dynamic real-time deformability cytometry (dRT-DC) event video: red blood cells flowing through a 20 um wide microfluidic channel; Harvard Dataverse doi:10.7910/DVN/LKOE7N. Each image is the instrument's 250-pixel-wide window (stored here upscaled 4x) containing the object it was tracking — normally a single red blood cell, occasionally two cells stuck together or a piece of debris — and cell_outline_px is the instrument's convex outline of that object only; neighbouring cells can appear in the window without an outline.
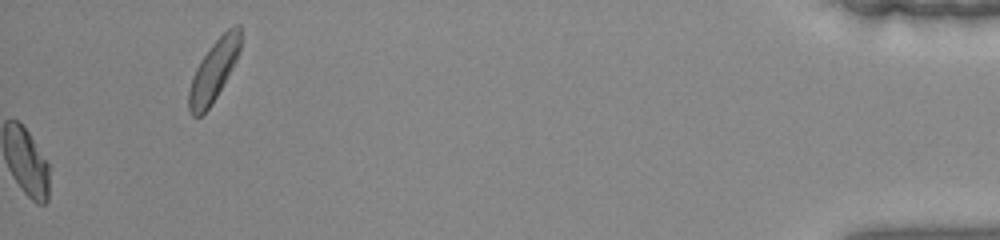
{"species": "common noctule bat (a hibernating species)", "species_latin": "Nyctalus noctula", "temperature_condition": "warm", "stored_images_in_passage": 40, "camera_frame_rate_fps": 3000, "um_per_image_px": 0.085, "animal": {"sex": "female", "body_mass_g": 22.0, "forearm_length_mm": 56.7}, "frame": {"image": 1, "passage_image": 40, "time_ms": 13.0, "image_size_px": [1000, 240], "cell_outline_px": [[240, 48], [236, 60], [232, 68], [216, 96], [208, 108], [200, 116], [192, 116], [188, 108], [188, 92], [196, 68], [200, 60], [212, 44], [228, 28], [236, 24], [240, 24]], "centroid_in_image_um": [18.16, 6.0], "position_along_channel_um": 417.0, "area_um2": 17.86}}